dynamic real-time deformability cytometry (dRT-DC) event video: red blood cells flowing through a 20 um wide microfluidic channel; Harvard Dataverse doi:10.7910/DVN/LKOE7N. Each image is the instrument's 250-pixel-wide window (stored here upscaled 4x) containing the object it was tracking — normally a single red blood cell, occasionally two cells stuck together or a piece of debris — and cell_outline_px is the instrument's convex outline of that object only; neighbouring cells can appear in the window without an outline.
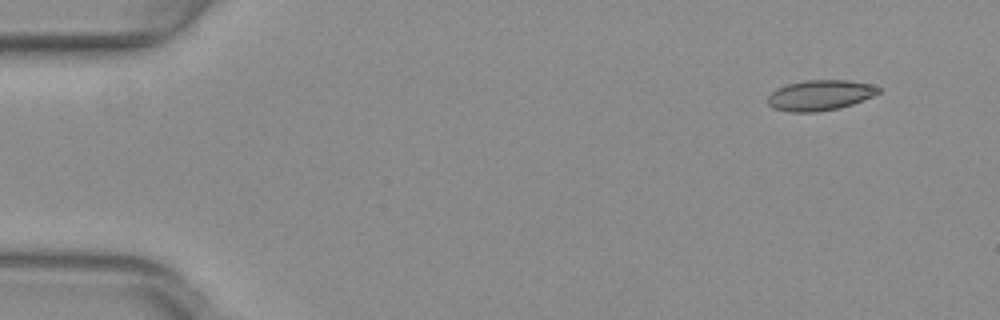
{"species": "common noctule bat (a hibernating species)", "species_latin": "Nyctalus noctula", "temperature_condition": "warm", "stored_images_in_passage": 49, "camera_frame_rate_fps": 3000, "um_per_image_px": 0.085, "animal": {"sex": "female", "body_mass_g": 29.2, "forearm_length_mm": 56.3}, "frame": {"image": 1, "passage_image": 1, "time_ms": 0.0, "image_size_px": [1000, 320], "cell_outline_px": [[880, 92], [872, 96], [852, 104], [836, 108], [816, 112], [788, 112], [772, 108], [768, 104], [768, 96], [776, 88], [788, 84], [804, 80], [848, 80], [872, 84], [880, 88]], "centroid_in_image_um": [69.67, 8.09], "position_along_channel_um": 15.3, "area_um2": 19.59}}
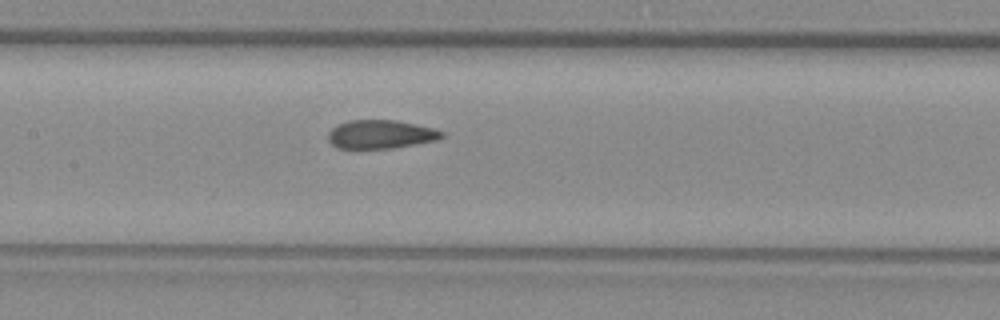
{"frame": {"image": 2, "passage_image": 22, "time_ms": 7.0, "image_size_px": [1000, 320], "cell_outline_px": [[444, 136], [436, 140], [416, 144], [392, 148], [336, 148], [328, 140], [328, 132], [332, 128], [348, 120], [396, 120], [416, 124], [432, 128], [444, 132]], "centroid_in_image_um": [32.35, 11.41], "position_along_channel_um": 175.1, "area_um2": 18.84}}
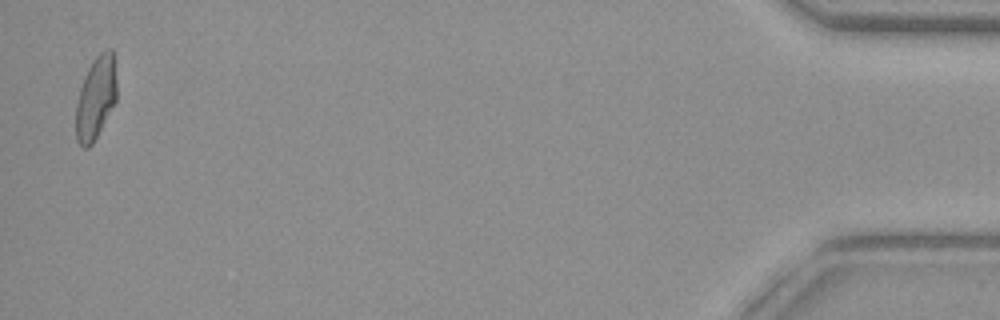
{"frame": {"image": 3, "passage_image": 48, "time_ms": 15.667, "image_size_px": [1000, 320], "cell_outline_px": [[116, 100], [92, 144], [88, 148], [84, 148], [76, 140], [76, 104], [80, 88], [84, 76], [92, 60], [104, 48], [112, 48], [116, 80]], "centroid_in_image_um": [8.13, 8.28], "position_along_channel_um": 427.1, "area_um2": 19.59}, "authors_computed_cell_mechanics": {"area_um2": 19.7676, "velocity_mm_per_s": 3.9907, "shape_relaxation_time_tau1_ms": null, "shape_relaxation_time_tau2_ms": 1.0115, "deformation_change_tau1": null, "deformation_change_tau2": 0.0656}}